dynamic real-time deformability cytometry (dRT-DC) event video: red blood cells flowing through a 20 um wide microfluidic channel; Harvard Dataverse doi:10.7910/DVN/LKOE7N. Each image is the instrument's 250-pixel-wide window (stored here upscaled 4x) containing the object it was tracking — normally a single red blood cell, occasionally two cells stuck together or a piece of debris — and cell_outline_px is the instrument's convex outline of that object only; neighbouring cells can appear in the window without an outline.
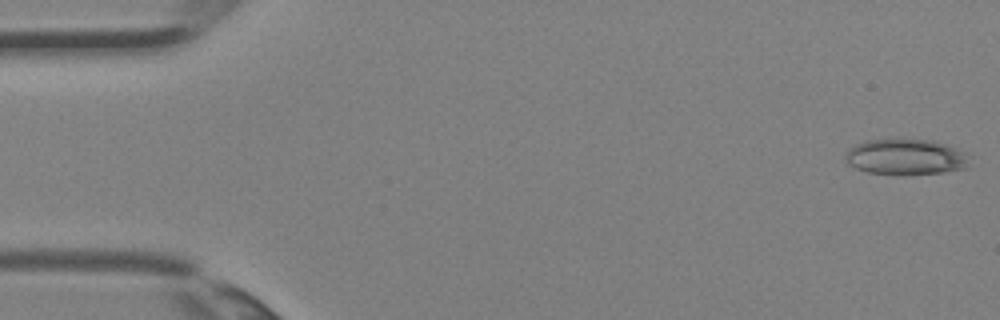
{"species": "Egyptian fruit bat (a non-hibernating species)", "species_latin": "Rousettus aegyptiacus", "temperature_condition": "room temperature", "stored_images_in_passage": 4, "segment_of_instrument_passage": [2, 2], "camera_frame_rate_fps": 3000, "um_per_image_px": 0.085, "animal": {"sex": "female"}, "frame": {"image": 1, "passage_image": 4, "time_ms": 1.0, "image_size_px": [1000, 320], "cell_outline_px": [[972, 156], [968, 168], [944, 172], [904, 176], [900, 176], [868, 172], [856, 168], [848, 164], [844, 160], [844, 156], [848, 148], [856, 144], [868, 140], [900, 136], [932, 140], [944, 144]], "centroid_in_image_um": [76.98, 13.32], "position_along_channel_um": 8.0, "area_um2": 27.17}}